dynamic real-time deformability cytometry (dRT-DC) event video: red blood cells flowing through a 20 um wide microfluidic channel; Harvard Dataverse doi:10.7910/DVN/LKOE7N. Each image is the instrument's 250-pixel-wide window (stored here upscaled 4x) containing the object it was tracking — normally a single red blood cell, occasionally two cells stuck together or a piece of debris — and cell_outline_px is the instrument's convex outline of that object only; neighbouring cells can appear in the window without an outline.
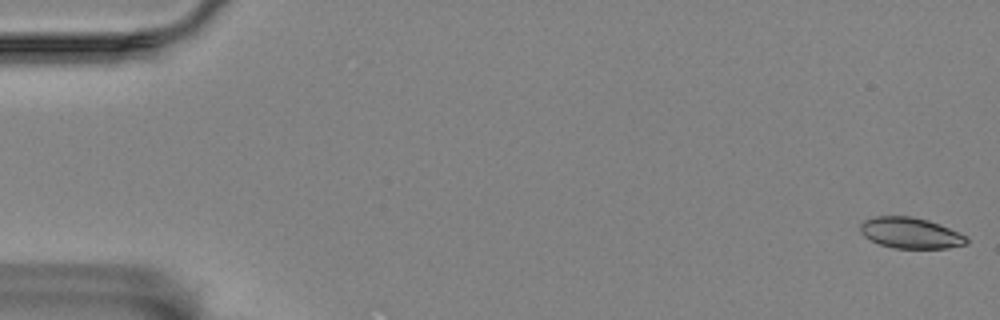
{"species": "Egyptian fruit bat (a non-hibernating species)", "species_latin": "Rousettus aegyptiacus", "temperature_condition": "room temperature", "stored_images_in_passage": 58, "camera_frame_rate_fps": 3000, "um_per_image_px": 0.085, "animal": {"sex": "female"}, "frame": {"image": 1, "passage_image": 1, "time_ms": 0.0, "image_size_px": [1000, 320], "cell_outline_px": [[968, 244], [948, 248], [896, 248], [880, 244], [864, 236], [860, 232], [860, 224], [864, 220], [876, 216], [912, 216], [928, 220], [940, 224], [960, 232], [968, 236]], "centroid_in_image_um": [77.43, 19.8], "position_along_channel_um": 7.6, "area_um2": 19.25}}
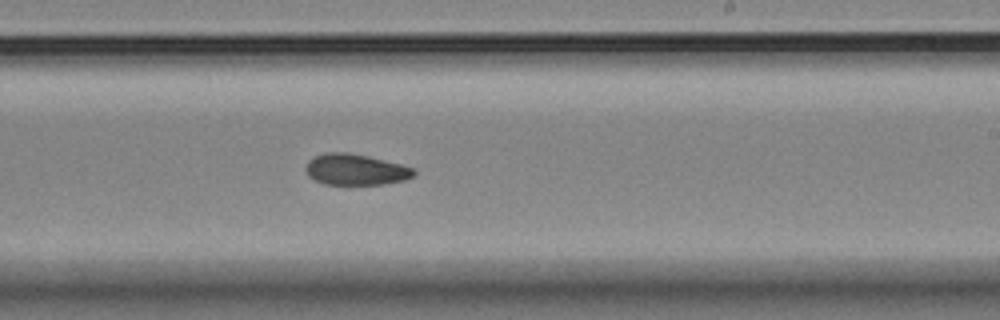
{"frame": {"image": 2, "passage_image": 35, "time_ms": 11.333, "image_size_px": [1000, 320], "cell_outline_px": [[416, 176], [404, 180], [384, 184], [324, 184], [308, 176], [304, 168], [308, 160], [324, 152], [348, 152], [368, 156], [400, 164], [412, 168], [416, 172]], "centroid_in_image_um": [30.21, 14.41], "position_along_channel_um": 258.8, "area_um2": 19.59}}
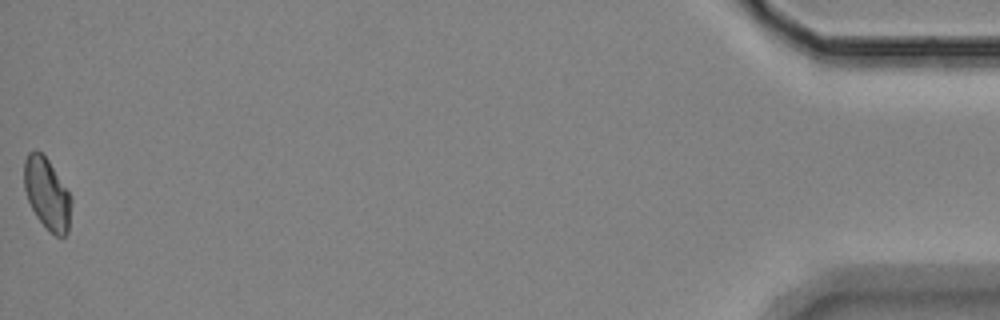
{"frame": {"image": 3, "passage_image": 58, "time_ms": 19.0, "image_size_px": [1000, 320], "cell_outline_px": [[72, 204], [68, 232], [64, 236], [56, 236], [36, 216], [28, 200], [24, 188], [24, 160], [28, 152], [36, 148], [48, 160], [68, 192], [72, 200]], "centroid_in_image_um": [3.99, 16.44], "position_along_channel_um": 431.2, "area_um2": 19.36}, "authors_computed_cell_mechanics": {"area_um2": 19.941, "velocity_mm_per_s": 3.4614, "shape_relaxation_time_tau1_ms": 7.2863, "shape_relaxation_time_tau2_ms": 6.6315, "deformation_change_tau1": 0.1226, "deformation_change_tau2": 0.0763}}